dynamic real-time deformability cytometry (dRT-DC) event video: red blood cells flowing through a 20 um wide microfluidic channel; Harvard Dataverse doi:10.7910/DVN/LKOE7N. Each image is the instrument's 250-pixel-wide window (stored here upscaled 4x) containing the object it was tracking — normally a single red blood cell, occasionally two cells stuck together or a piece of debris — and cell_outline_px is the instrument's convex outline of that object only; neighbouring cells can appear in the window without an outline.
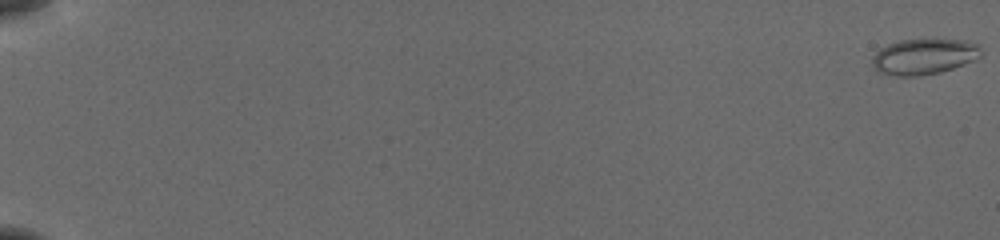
{"species": "common noctule bat (a hibernating species)", "species_latin": "Nyctalus noctula", "temperature_condition": "cold", "stored_images_in_passage": 56, "camera_frame_rate_fps": 3000, "um_per_image_px": 0.085, "animal": {"sex": "female", "body_mass_g": 19.5, "forearm_length_mm": 54.1}, "frame": {"image": 1, "passage_image": 1, "time_ms": 0.0, "image_size_px": [1000, 240], "cell_outline_px": [[980, 56], [972, 60], [952, 68], [940, 72], [920, 76], [896, 76], [880, 72], [872, 64], [872, 56], [880, 48], [888, 44], [900, 40], [960, 40], [976, 44], [980, 52]], "centroid_in_image_um": [78.47, 4.82], "position_along_channel_um": 6.5, "area_um2": 22.14}}
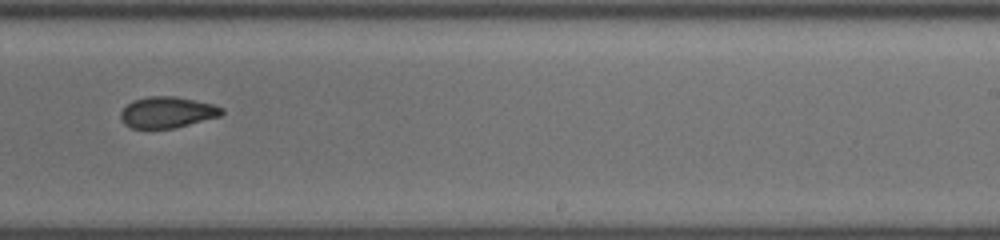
{"frame": {"image": 2, "passage_image": 38, "time_ms": 12.333, "image_size_px": [1000, 240], "cell_outline_px": [[224, 112], [220, 116], [172, 128], [132, 128], [124, 124], [120, 116], [120, 112], [132, 100], [148, 96], [176, 96], [212, 104], [224, 108]], "centroid_in_image_um": [14.2, 9.53], "position_along_channel_um": 274.8, "area_um2": 18.21}}
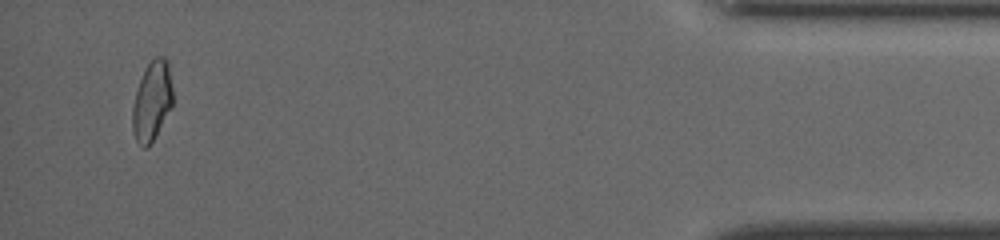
{"frame": {"image": 3, "passage_image": 54, "time_ms": 17.667, "image_size_px": [1000, 240], "cell_outline_px": [[172, 104], [152, 140], [144, 148], [136, 140], [132, 132], [132, 104], [140, 80], [148, 64], [156, 56], [164, 56], [168, 60], [172, 88]], "centroid_in_image_um": [12.9, 8.54], "position_along_channel_um": 422.3, "area_um2": 18.21}, "authors_computed_cell_mechanics": {"area_um2": 19.363, "velocity_mm_per_s": 3.9134, "shape_relaxation_time_tau1_ms": null, "shape_relaxation_time_tau2_ms": 3.4728, "deformation_change_tau1": null, "deformation_change_tau2": 0.0757}}